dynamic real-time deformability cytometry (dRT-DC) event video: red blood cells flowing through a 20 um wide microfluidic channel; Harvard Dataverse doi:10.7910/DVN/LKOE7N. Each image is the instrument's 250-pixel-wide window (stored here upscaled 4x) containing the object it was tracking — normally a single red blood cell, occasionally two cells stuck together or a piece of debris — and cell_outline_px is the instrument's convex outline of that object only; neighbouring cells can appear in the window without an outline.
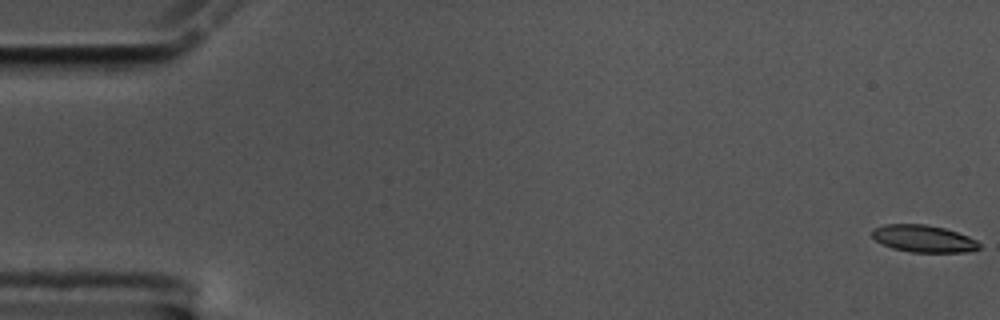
{"species": "common noctule bat (a hibernating species)", "species_latin": "Nyctalus noctula", "temperature_condition": "cold", "stored_images_in_passage": 57, "camera_frame_rate_fps": 3000, "um_per_image_px": 0.085, "animal": {"sex": "male", "body_mass_g": 17.5, "forearm_length_mm": 52.3}, "frame": {"image": 1, "passage_image": 1, "time_ms": 0.0, "image_size_px": [1000, 320], "cell_outline_px": [[980, 248], [964, 252], [912, 252], [892, 248], [876, 240], [872, 236], [872, 228], [884, 224], [928, 224], [944, 228], [968, 236], [976, 240], [980, 244]], "centroid_in_image_um": [78.48, 20.27], "position_along_channel_um": 6.5, "area_um2": 16.88}}
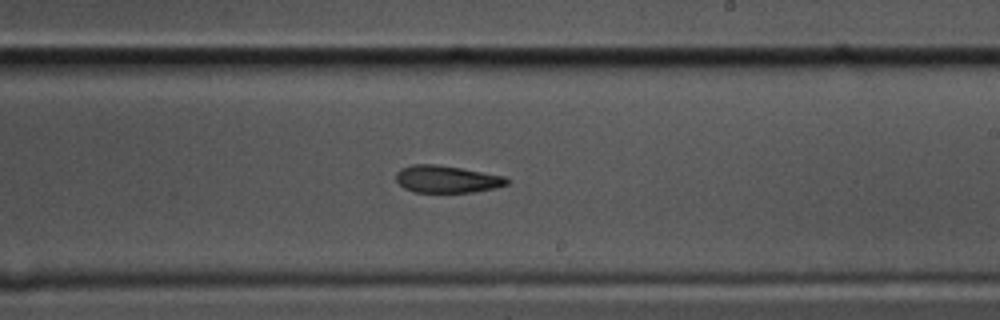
{"frame": {"image": 2, "passage_image": 34, "time_ms": 11.0, "image_size_px": [1000, 320], "cell_outline_px": [[508, 184], [492, 188], [472, 192], [412, 192], [404, 188], [396, 180], [396, 172], [400, 168], [412, 164], [432, 164], [460, 168], [504, 176], [508, 180]], "centroid_in_image_um": [37.92, 15.23], "position_along_channel_um": 251.1, "area_um2": 17.4}}
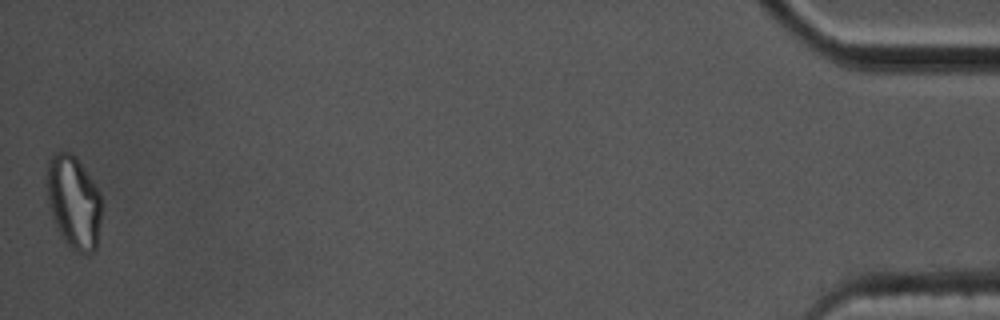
{"frame": {"image": 3, "passage_image": 57, "time_ms": 18.667, "image_size_px": [1000, 320], "cell_outline_px": [[100, 220], [96, 248], [92, 252], [80, 252], [72, 248], [64, 240], [56, 228], [52, 220], [44, 184], [48, 160], [52, 152], [72, 152], [76, 156], [100, 192]], "centroid_in_image_um": [6.2, 17.11], "position_along_channel_um": 429.0, "area_um2": 30.0}}